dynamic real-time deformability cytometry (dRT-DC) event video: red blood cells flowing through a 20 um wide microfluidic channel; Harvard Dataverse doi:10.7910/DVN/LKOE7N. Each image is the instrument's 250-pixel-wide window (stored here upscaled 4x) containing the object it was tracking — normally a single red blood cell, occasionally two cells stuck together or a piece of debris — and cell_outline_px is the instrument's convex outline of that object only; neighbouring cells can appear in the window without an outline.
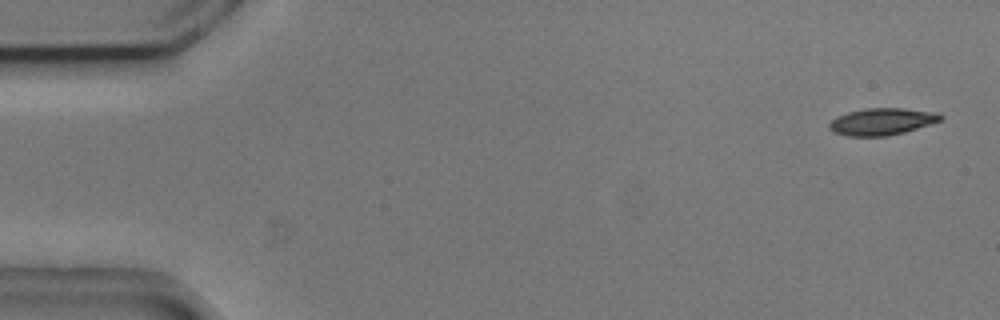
{"species": "common noctule bat (a hibernating species)", "species_latin": "Nyctalus noctula", "temperature_condition": "cold", "stored_images_in_passage": 15, "camera_frame_rate_fps": 3000, "um_per_image_px": 0.085, "animal": {"sex": "male", "body_mass_g": 20.5, "forearm_length_mm": 52.5}, "frame": {"image": 1, "passage_image": 2, "time_ms": 0.333, "image_size_px": [1000, 320], "cell_outline_px": [[944, 116], [940, 120], [904, 132], [888, 136], [848, 136], [832, 132], [828, 128], [828, 124], [836, 116], [848, 112], [868, 108], [904, 108], [940, 112]], "centroid_in_image_um": [74.94, 10.33], "position_along_channel_um": 10.1, "area_um2": 17.51}}